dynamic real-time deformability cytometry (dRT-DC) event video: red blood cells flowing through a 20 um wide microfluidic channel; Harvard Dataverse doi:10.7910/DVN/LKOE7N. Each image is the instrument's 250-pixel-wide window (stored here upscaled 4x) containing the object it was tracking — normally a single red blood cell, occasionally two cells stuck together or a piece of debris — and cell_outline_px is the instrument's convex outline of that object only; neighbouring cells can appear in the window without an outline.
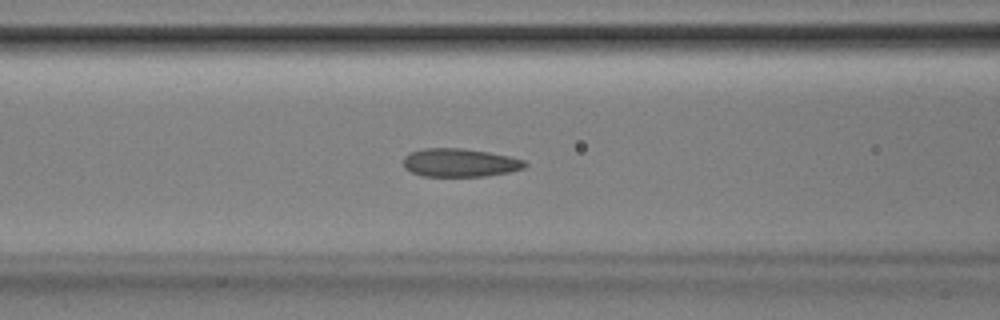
{"species": "Egyptian fruit bat (a non-hibernating species)", "species_latin": "Rousettus aegyptiacus", "temperature_condition": "room temperature", "stored_images_in_passage": 52, "camera_frame_rate_fps": 3000, "um_per_image_px": 0.085, "animal": {"sex": "male"}, "frame": {"image": 1, "passage_image": 21, "time_ms": 6.667, "image_size_px": [1000, 320], "cell_outline_px": [[528, 164], [524, 168], [508, 172], [484, 176], [420, 176], [404, 168], [404, 156], [412, 152], [424, 148], [464, 148], [488, 152], [508, 156], [524, 160]], "centroid_in_image_um": [39.08, 13.83], "position_along_channel_um": 127.5, "area_um2": 20.0}}
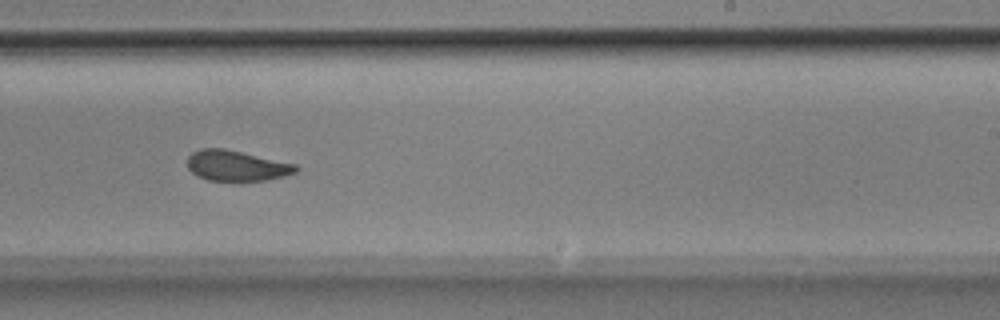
{"frame": {"image": 2, "passage_image": 32, "time_ms": 10.333, "image_size_px": [1000, 320], "cell_outline_px": [[300, 168], [296, 172], [284, 176], [264, 180], [208, 180], [196, 176], [188, 168], [188, 156], [192, 152], [200, 148], [224, 148], [296, 164]], "centroid_in_image_um": [20.09, 14.07], "position_along_channel_um": 268.9, "area_um2": 19.19}}
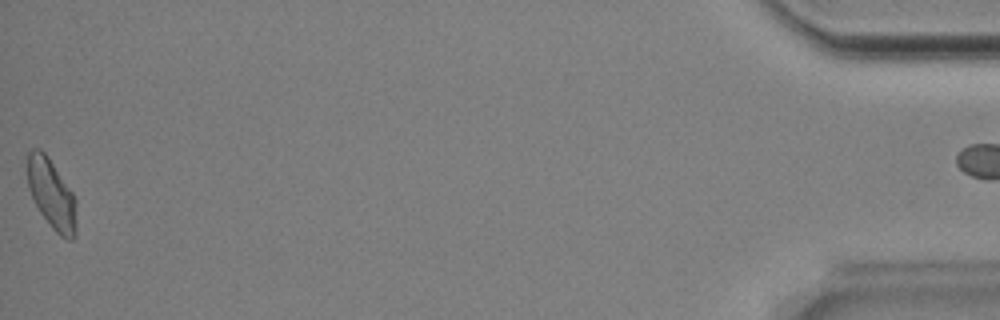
{"frame": {"image": 3, "passage_image": 52, "time_ms": 17.0, "image_size_px": [1000, 320], "cell_outline_px": [[76, 232], [72, 240], [68, 240], [60, 236], [52, 228], [40, 212], [28, 188], [28, 152], [32, 148], [40, 148], [48, 156], [72, 192], [76, 200]], "centroid_in_image_um": [4.4, 16.5], "position_along_channel_um": 430.8, "area_um2": 19.83}, "authors_computed_cell_mechanics": {"area_um2": 20.0566, "velocity_mm_per_s": 3.8728, "shape_relaxation_time_tau1_ms": 8.8058, "shape_relaxation_time_tau2_ms": 1.6949, "deformation_change_tau1": 0.1482, "deformation_change_tau2": 0.0645}}